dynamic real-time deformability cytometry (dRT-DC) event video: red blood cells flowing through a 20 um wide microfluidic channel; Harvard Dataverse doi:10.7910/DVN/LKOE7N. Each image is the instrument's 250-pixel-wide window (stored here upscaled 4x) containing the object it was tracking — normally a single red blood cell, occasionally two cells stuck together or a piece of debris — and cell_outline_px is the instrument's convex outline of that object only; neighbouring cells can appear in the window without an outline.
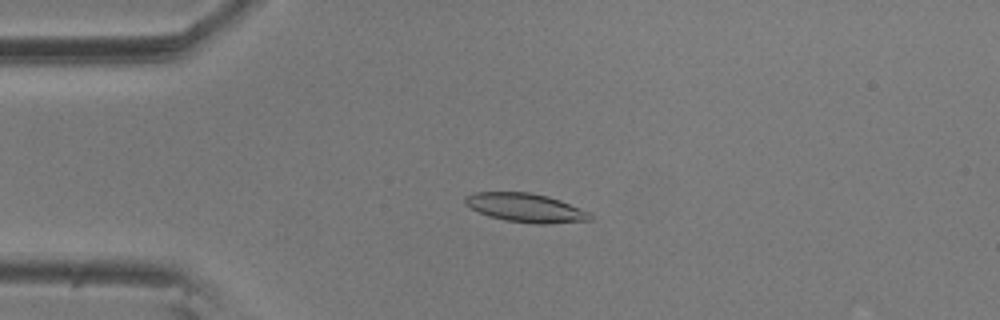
{"species": "common noctule bat (a hibernating species)", "species_latin": "Nyctalus noctula", "temperature_condition": "room temperature", "stored_images_in_passage": 56, "camera_frame_rate_fps": 3000, "um_per_image_px": 0.085, "animal": {"sex": "male", "body_mass_g": 20.5, "forearm_length_mm": 52.5}, "frame": {"image": 1, "passage_image": 13, "time_ms": 4.0, "image_size_px": [1000, 320], "cell_outline_px": [[592, 220], [544, 224], [536, 224], [504, 220], [488, 216], [464, 204], [464, 196], [476, 192], [532, 192], [548, 196], [560, 200], [588, 212], [592, 216]], "centroid_in_image_um": [44.65, 17.65], "position_along_channel_um": 40.3, "area_um2": 20.92}}
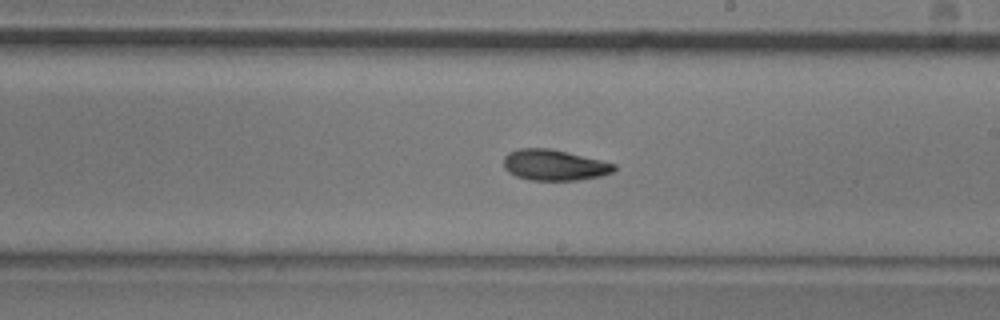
{"frame": {"image": 2, "passage_image": 32, "time_ms": 10.333, "image_size_px": [1000, 320], "cell_outline_px": [[616, 168], [612, 172], [600, 176], [580, 180], [528, 180], [516, 176], [508, 172], [504, 168], [504, 156], [508, 152], [516, 148], [552, 148], [616, 164]], "centroid_in_image_um": [47.08, 14.02], "position_along_channel_um": 241.9, "area_um2": 20.0}}
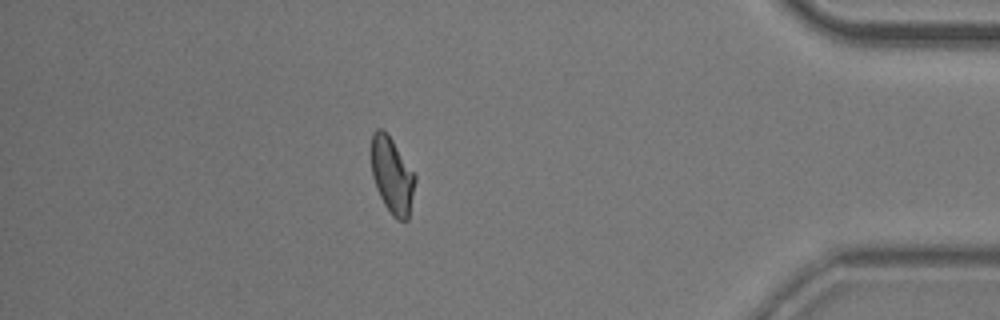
{"frame": {"image": 3, "passage_image": 49, "time_ms": 16.0, "image_size_px": [1000, 320], "cell_outline_px": [[416, 180], [408, 220], [396, 220], [392, 216], [384, 204], [376, 188], [372, 176], [372, 132], [376, 128], [380, 128], [392, 140], [416, 176]], "centroid_in_image_um": [33.33, 14.95], "position_along_channel_um": 401.9, "area_um2": 19.19}, "authors_computed_cell_mechanics": {"area_um2": 19.941, "velocity_mm_per_s": 3.5654, "shape_relaxation_time_tau1_ms": 5.1275, "shape_relaxation_time_tau2_ms": 4.2668, "deformation_change_tau1": 0.1673, "deformation_change_tau2": 0.1036}}